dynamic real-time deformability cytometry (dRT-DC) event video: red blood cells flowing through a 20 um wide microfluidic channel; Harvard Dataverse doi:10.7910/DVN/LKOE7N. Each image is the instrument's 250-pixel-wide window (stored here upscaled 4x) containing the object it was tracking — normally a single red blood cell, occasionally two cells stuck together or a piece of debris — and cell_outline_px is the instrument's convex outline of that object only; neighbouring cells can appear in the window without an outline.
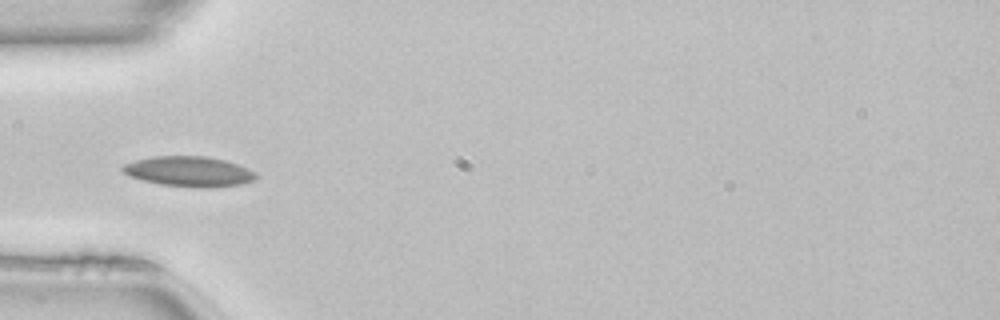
{"species": "common noctule bat (a hibernating species)", "species_latin": "Nyctalus noctula", "temperature_condition": "room temperature", "stored_images_in_passage": 22, "camera_frame_rate_fps": 3000, "um_per_image_px": 0.085, "animal": {"sex": "female", "body_mass_g": 22.7, "forearm_length_mm": 54.2}, "frame": {"image": 1, "passage_image": 4, "time_ms": 1.0, "image_size_px": [1000, 320], "cell_outline_px": [[260, 176], [256, 180], [240, 184], [208, 188], [160, 184], [128, 176], [120, 168], [124, 164], [136, 160], [152, 156], [204, 156], [224, 160], [236, 164], [256, 172]], "centroid_in_image_um": [16.08, 14.57], "position_along_channel_um": 68.9, "area_um2": 23.35}}